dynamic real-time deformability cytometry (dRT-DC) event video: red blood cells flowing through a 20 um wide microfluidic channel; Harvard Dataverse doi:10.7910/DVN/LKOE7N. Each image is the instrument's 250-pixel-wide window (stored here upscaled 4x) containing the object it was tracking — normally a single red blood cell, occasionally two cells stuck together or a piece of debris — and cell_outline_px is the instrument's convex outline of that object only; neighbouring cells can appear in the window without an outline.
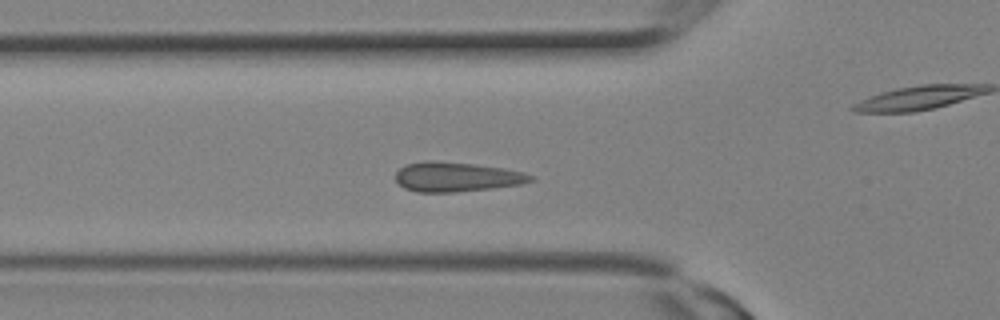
{"species": "Egyptian fruit bat (a non-hibernating species)", "species_latin": "Rousettus aegyptiacus", "temperature_condition": "room temperature", "stored_images_in_passage": 10, "segment_of_instrument_passage": [1, 2], "camera_frame_rate_fps": 3000, "um_per_image_px": 0.085, "animal": {"sex": "female"}, "frame": {"image": 1, "passage_image": 7, "time_ms": 2.0, "image_size_px": [1000, 320], "cell_outline_px": [[536, 180], [520, 184], [488, 188], [452, 192], [416, 192], [404, 188], [396, 180], [396, 172], [400, 168], [408, 164], [424, 160], [432, 160], [472, 164], [500, 168], [520, 172], [536, 176]], "centroid_in_image_um": [38.77, 15.03], "position_along_channel_um": 87.0, "area_um2": 22.95}}
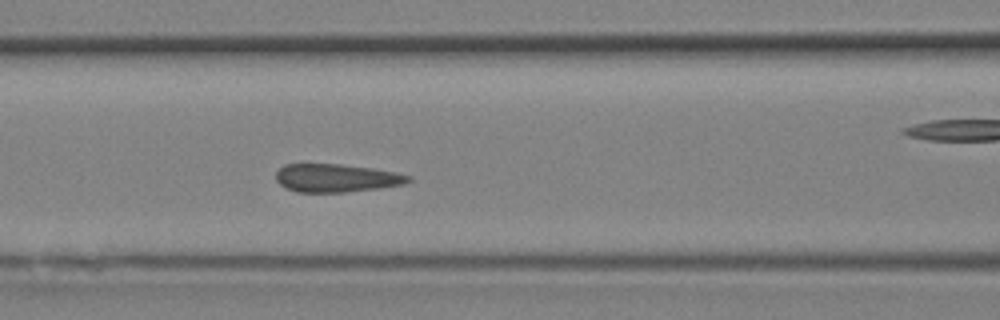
{"frame": {"image": 2, "passage_image": 9, "time_ms": 2.667, "image_size_px": [1000, 320], "cell_outline_px": [[412, 180], [404, 184], [380, 188], [344, 192], [296, 192], [284, 188], [276, 180], [276, 172], [284, 164], [340, 164], [372, 168], [412, 176]], "centroid_in_image_um": [28.56, 15.13], "position_along_channel_um": 138.0, "area_um2": 21.73}}